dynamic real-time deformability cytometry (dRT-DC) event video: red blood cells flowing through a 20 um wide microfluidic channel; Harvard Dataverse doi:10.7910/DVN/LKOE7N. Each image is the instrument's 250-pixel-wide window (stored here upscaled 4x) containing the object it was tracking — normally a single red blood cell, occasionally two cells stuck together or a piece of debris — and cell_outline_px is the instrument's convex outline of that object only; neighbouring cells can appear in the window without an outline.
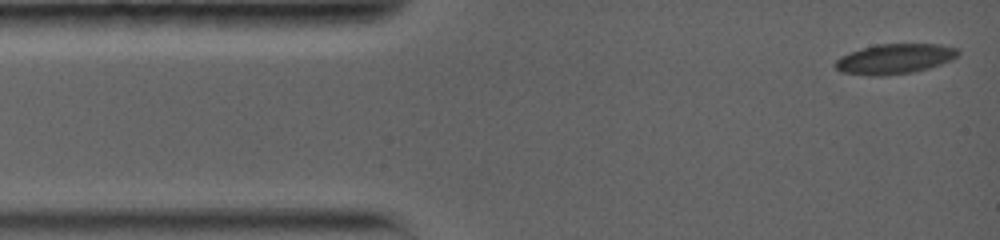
{"species": "common noctule bat (a hibernating species)", "species_latin": "Nyctalus noctula", "temperature_condition": "warm", "stored_images_in_passage": 74, "camera_frame_rate_fps": 5000, "um_per_image_px": 0.085, "animal": {"sex": "female", "body_mass_g": 19.0, "forearm_length_mm": 56.7}, "frame": {"image": 1, "passage_image": 1, "time_ms": 0.0, "image_size_px": [1000, 240], "cell_outline_px": [[960, 52], [952, 60], [928, 68], [912, 72], [884, 76], [868, 76], [840, 72], [832, 64], [840, 56], [848, 52], [860, 48], [876, 44], [940, 44], [960, 48]], "centroid_in_image_um": [76.01, 5.0], "position_along_channel_um": 9.0, "area_um2": 21.85}}
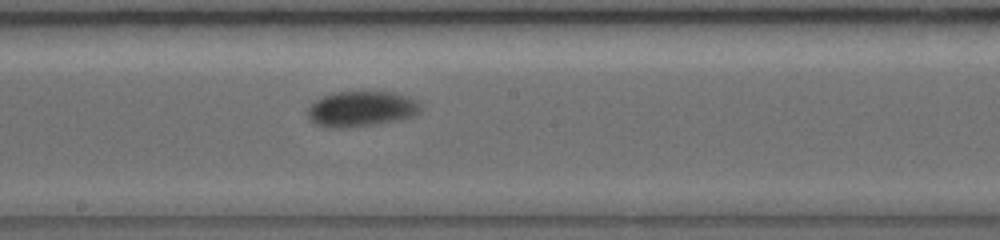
{"frame": {"image": 2, "passage_image": 29, "time_ms": 7.6, "image_size_px": [1000, 240], "cell_outline_px": [[424, 108], [416, 116], [400, 120], [372, 124], [340, 128], [328, 128], [316, 124], [308, 116], [308, 108], [316, 100], [324, 96], [336, 92], [392, 92], [408, 96], [416, 100]], "centroid_in_image_um": [30.77, 9.26], "position_along_channel_um": 217.4, "area_um2": 23.29}}
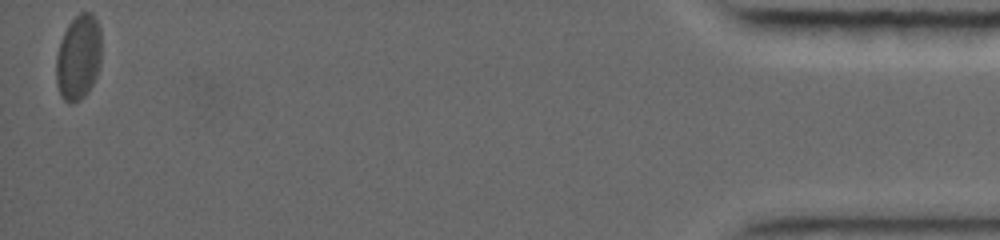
{"frame": {"image": 3, "passage_image": 74, "time_ms": 16.8, "image_size_px": [1000, 240], "cell_outline_px": [[100, 64], [96, 76], [88, 92], [80, 100], [72, 104], [64, 100], [56, 84], [56, 56], [60, 40], [68, 24], [80, 12], [92, 12], [100, 28]], "centroid_in_image_um": [6.66, 4.87], "position_along_channel_um": 428.5, "area_um2": 22.54}, "authors_computed_cell_mechanics": {"area_um2": 22.542, "velocity_mm_per_s": 3.6752, "shape_relaxation_time_tau1_ms": 4.6135, "shape_relaxation_time_tau2_ms": null, "deformation_change_tau1": 0.0973, "deformation_change_tau2": null}}